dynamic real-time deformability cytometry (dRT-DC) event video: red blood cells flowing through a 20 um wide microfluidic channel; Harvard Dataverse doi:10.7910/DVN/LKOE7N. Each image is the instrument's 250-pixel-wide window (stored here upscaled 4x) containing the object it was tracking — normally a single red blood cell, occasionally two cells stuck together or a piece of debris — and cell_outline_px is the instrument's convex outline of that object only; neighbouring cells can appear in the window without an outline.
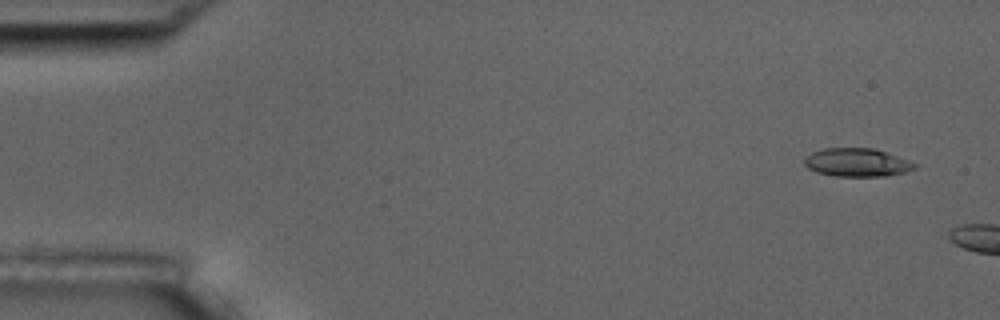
{"species": "common noctule bat (a hibernating species)", "species_latin": "Nyctalus noctula", "temperature_condition": "room temperature", "stored_images_in_passage": 2, "camera_frame_rate_fps": 3000, "um_per_image_px": 0.085, "animal": {"sex": "male", "body_mass_g": 17.5, "forearm_length_mm": 52.3}, "frame": {"image": 1, "passage_image": 1, "time_ms": 0.0, "image_size_px": [1000, 320], "cell_outline_px": [[916, 168], [904, 172], [884, 176], [836, 176], [816, 172], [808, 168], [804, 164], [804, 160], [812, 152], [824, 148], [872, 148], [908, 160], [916, 164]], "centroid_in_image_um": [72.81, 13.81], "position_along_channel_um": 12.2, "area_um2": 17.92}}